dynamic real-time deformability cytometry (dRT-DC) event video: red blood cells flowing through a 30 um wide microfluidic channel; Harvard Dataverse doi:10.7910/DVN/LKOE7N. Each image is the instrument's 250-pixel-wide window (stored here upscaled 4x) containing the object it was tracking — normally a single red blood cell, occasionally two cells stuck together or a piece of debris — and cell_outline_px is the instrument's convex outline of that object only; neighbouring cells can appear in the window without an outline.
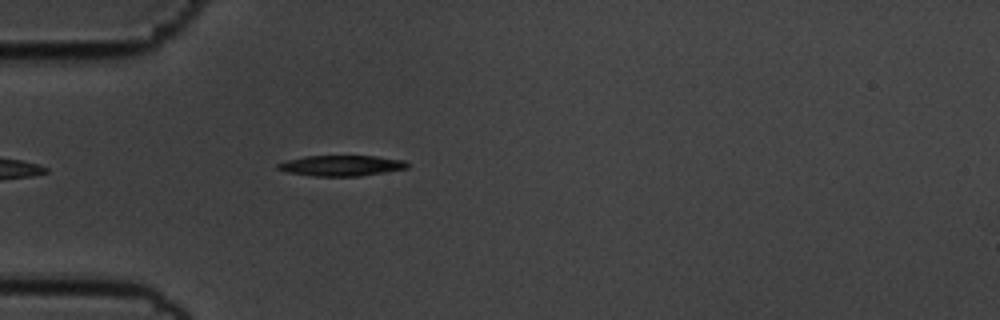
{"species": "common noctule bat (a hibernating species)", "species_latin": "Nyctalus noctula", "temperature_condition": "cold", "stored_images_in_passage": 45, "camera_frame_rate_fps": 3000, "um_per_image_px": 0.085, "animal": {"sex": "male", "body_mass_g": 19.5, "forearm_length_mm": 54.6}, "frame": {"image": 1, "passage_image": 5, "time_ms": 1.333, "image_size_px": [1000, 320], "cell_outline_px": [[408, 168], [360, 176], [316, 176], [284, 172], [276, 168], [276, 164], [288, 160], [304, 156], [376, 156], [404, 160], [408, 164]], "centroid_in_image_um": [28.99, 14.08], "position_along_channel_um": 56.0, "area_um2": 15.55}}
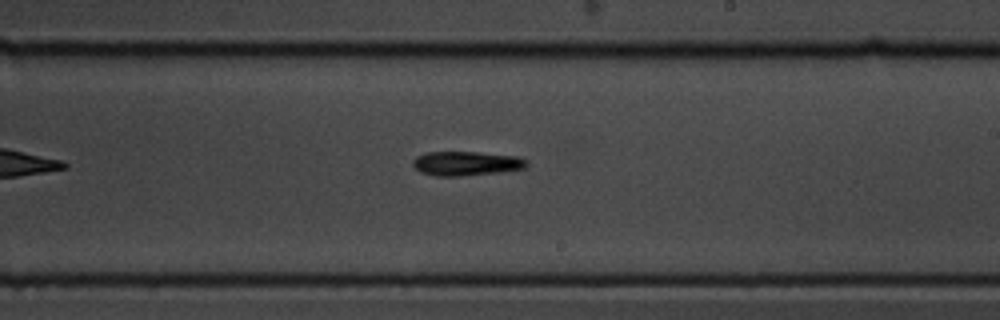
{"frame": {"image": 2, "passage_image": 22, "time_ms": 7.0, "image_size_px": [1000, 320], "cell_outline_px": [[528, 164], [524, 168], [496, 172], [456, 176], [436, 176], [420, 172], [412, 164], [412, 160], [416, 156], [428, 152], [476, 152], [516, 156], [528, 160]], "centroid_in_image_um": [39.6, 13.88], "position_along_channel_um": 249.4, "area_um2": 15.9}}
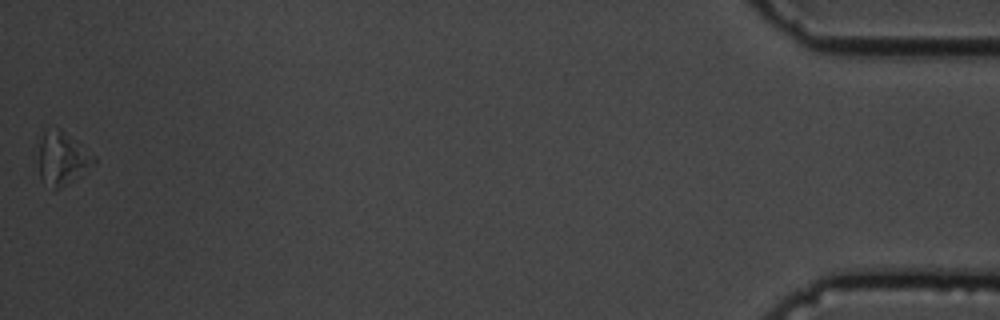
{"frame": {"image": 3, "passage_image": 45, "time_ms": 14.667, "image_size_px": [1000, 320], "cell_outline_px": [[96, 164], [68, 184], [52, 192], [40, 176], [40, 144], [44, 132], [56, 128], [60, 128], [96, 156]], "centroid_in_image_um": [5.34, 13.52], "position_along_channel_um": 429.9, "area_um2": 16.99}, "authors_computed_cell_mechanics": {"area_um2": 16.184, "velocity_mm_per_s": 3.5358, "shape_relaxation_time_tau1_ms": 1.4164, "shape_relaxation_time_tau2_ms": null, "deformation_change_tau1": 0.0657, "deformation_change_tau2": null}}